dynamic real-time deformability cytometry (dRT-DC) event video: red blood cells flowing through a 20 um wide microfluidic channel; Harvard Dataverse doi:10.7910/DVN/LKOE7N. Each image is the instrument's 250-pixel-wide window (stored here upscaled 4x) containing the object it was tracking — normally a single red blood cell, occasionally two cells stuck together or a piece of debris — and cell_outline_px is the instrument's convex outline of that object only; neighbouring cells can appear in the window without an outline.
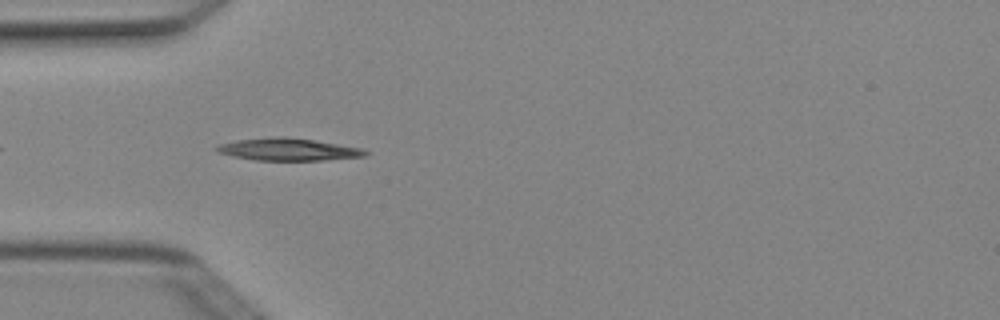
{"species": "Egyptian fruit bat (a non-hibernating species)", "species_latin": "Rousettus aegyptiacus", "temperature_condition": "cold", "stored_images_in_passage": 6, "camera_frame_rate_fps": 3000, "um_per_image_px": 0.085, "animal": {"sex": "female"}, "frame": {"image": 1, "passage_image": 4, "time_ms": 1.0, "image_size_px": [1000, 320], "cell_outline_px": [[368, 156], [324, 160], [256, 160], [232, 156], [220, 152], [212, 148], [216, 144], [236, 140], [280, 136], [284, 136], [312, 140], [364, 148], [368, 152]], "centroid_in_image_um": [24.49, 12.7], "position_along_channel_um": 60.5, "area_um2": 19.36}}
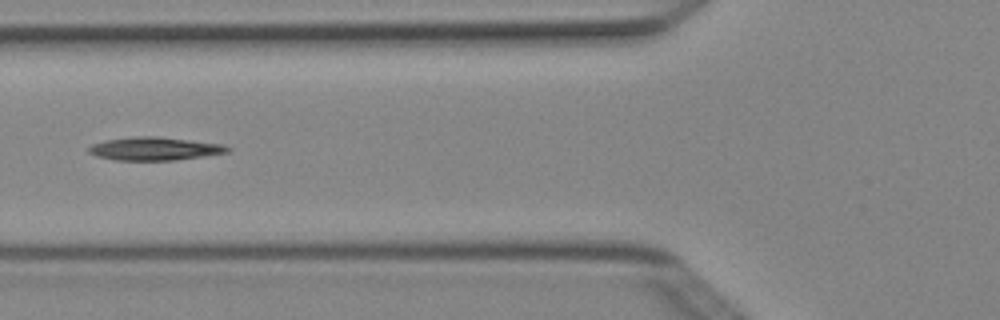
{"frame": {"image": 2, "passage_image": 5, "time_ms": 1.333, "image_size_px": [1000, 320], "cell_outline_px": [[232, 148], [228, 152], [172, 160], [112, 160], [96, 156], [88, 152], [88, 148], [92, 144], [104, 140], [136, 136], [156, 136], [224, 144]], "centroid_in_image_um": [13.1, 12.63], "position_along_channel_um": 112.7, "area_um2": 18.67}}
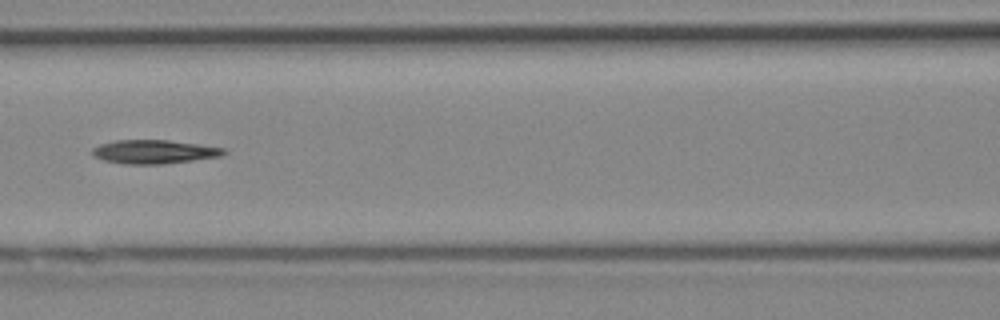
{"frame": {"image": 3, "passage_image": 6, "time_ms": 1.667, "image_size_px": [1000, 320], "cell_outline_px": [[228, 152], [220, 156], [164, 164], [124, 164], [104, 160], [92, 156], [92, 148], [100, 144], [116, 140], [168, 140], [224, 148]], "centroid_in_image_um": [13.06, 12.9], "position_along_channel_um": 153.5, "area_um2": 18.09}}